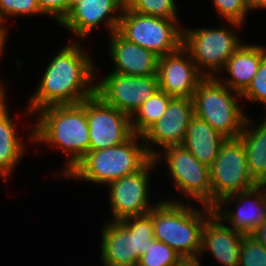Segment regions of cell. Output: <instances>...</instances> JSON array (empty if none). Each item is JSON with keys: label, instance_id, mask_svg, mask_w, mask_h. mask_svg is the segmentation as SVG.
<instances>
[{"label": "cell", "instance_id": "cell-1", "mask_svg": "<svg viewBox=\"0 0 266 266\" xmlns=\"http://www.w3.org/2000/svg\"><path fill=\"white\" fill-rule=\"evenodd\" d=\"M62 47L44 68L24 115L34 116L40 109L52 105L79 104L95 94L99 73L88 48L75 40Z\"/></svg>", "mask_w": 266, "mask_h": 266}, {"label": "cell", "instance_id": "cell-2", "mask_svg": "<svg viewBox=\"0 0 266 266\" xmlns=\"http://www.w3.org/2000/svg\"><path fill=\"white\" fill-rule=\"evenodd\" d=\"M36 113L38 116L32 130L29 128L28 141L35 146L47 144L65 155L66 164L56 174L64 177L89 152L86 99L79 104L47 106Z\"/></svg>", "mask_w": 266, "mask_h": 266}, {"label": "cell", "instance_id": "cell-3", "mask_svg": "<svg viewBox=\"0 0 266 266\" xmlns=\"http://www.w3.org/2000/svg\"><path fill=\"white\" fill-rule=\"evenodd\" d=\"M161 199L148 213L153 220L154 238L167 244L182 257L199 256L204 223L214 213V209Z\"/></svg>", "mask_w": 266, "mask_h": 266}, {"label": "cell", "instance_id": "cell-4", "mask_svg": "<svg viewBox=\"0 0 266 266\" xmlns=\"http://www.w3.org/2000/svg\"><path fill=\"white\" fill-rule=\"evenodd\" d=\"M150 159L142 135L133 134L119 145L89 151L63 178L107 186L112 181L138 172Z\"/></svg>", "mask_w": 266, "mask_h": 266}, {"label": "cell", "instance_id": "cell-5", "mask_svg": "<svg viewBox=\"0 0 266 266\" xmlns=\"http://www.w3.org/2000/svg\"><path fill=\"white\" fill-rule=\"evenodd\" d=\"M241 98L216 77L204 78L193 94L194 115L226 138H238L247 117Z\"/></svg>", "mask_w": 266, "mask_h": 266}, {"label": "cell", "instance_id": "cell-6", "mask_svg": "<svg viewBox=\"0 0 266 266\" xmlns=\"http://www.w3.org/2000/svg\"><path fill=\"white\" fill-rule=\"evenodd\" d=\"M222 23L219 24L220 28L183 27L182 46L190 53L192 61L205 78L222 74L228 59L244 43L236 30L242 24L227 21L231 28H226Z\"/></svg>", "mask_w": 266, "mask_h": 266}, {"label": "cell", "instance_id": "cell-7", "mask_svg": "<svg viewBox=\"0 0 266 266\" xmlns=\"http://www.w3.org/2000/svg\"><path fill=\"white\" fill-rule=\"evenodd\" d=\"M102 228L99 257L102 263L137 266L140 256L155 239L149 214L107 220Z\"/></svg>", "mask_w": 266, "mask_h": 266}, {"label": "cell", "instance_id": "cell-8", "mask_svg": "<svg viewBox=\"0 0 266 266\" xmlns=\"http://www.w3.org/2000/svg\"><path fill=\"white\" fill-rule=\"evenodd\" d=\"M179 21L123 9L116 32L128 42L162 57L182 46L184 25Z\"/></svg>", "mask_w": 266, "mask_h": 266}, {"label": "cell", "instance_id": "cell-9", "mask_svg": "<svg viewBox=\"0 0 266 266\" xmlns=\"http://www.w3.org/2000/svg\"><path fill=\"white\" fill-rule=\"evenodd\" d=\"M153 160L157 165L165 161L168 173L170 172L168 175L171 176L170 179L172 178L175 185L173 188L187 198L184 201L179 195V198H168L167 201L187 203L195 201L200 205L212 207L210 168L199 162L184 146L166 147L163 152H158Z\"/></svg>", "mask_w": 266, "mask_h": 266}, {"label": "cell", "instance_id": "cell-10", "mask_svg": "<svg viewBox=\"0 0 266 266\" xmlns=\"http://www.w3.org/2000/svg\"><path fill=\"white\" fill-rule=\"evenodd\" d=\"M209 168L212 208L226 196L257 186L248 171L245 147L239 138H227Z\"/></svg>", "mask_w": 266, "mask_h": 266}, {"label": "cell", "instance_id": "cell-11", "mask_svg": "<svg viewBox=\"0 0 266 266\" xmlns=\"http://www.w3.org/2000/svg\"><path fill=\"white\" fill-rule=\"evenodd\" d=\"M157 164L151 158L138 172L121 177L107 186L112 211L110 221H120L128 217L148 214L159 202L151 204L149 188L150 174ZM153 171V172H152Z\"/></svg>", "mask_w": 266, "mask_h": 266}, {"label": "cell", "instance_id": "cell-12", "mask_svg": "<svg viewBox=\"0 0 266 266\" xmlns=\"http://www.w3.org/2000/svg\"><path fill=\"white\" fill-rule=\"evenodd\" d=\"M158 89L157 75L129 76L110 71L102 80L96 76L95 82V94L129 117Z\"/></svg>", "mask_w": 266, "mask_h": 266}, {"label": "cell", "instance_id": "cell-13", "mask_svg": "<svg viewBox=\"0 0 266 266\" xmlns=\"http://www.w3.org/2000/svg\"><path fill=\"white\" fill-rule=\"evenodd\" d=\"M89 126V151H97L126 142L134 133L131 117L106 104L98 95L86 99Z\"/></svg>", "mask_w": 266, "mask_h": 266}, {"label": "cell", "instance_id": "cell-14", "mask_svg": "<svg viewBox=\"0 0 266 266\" xmlns=\"http://www.w3.org/2000/svg\"><path fill=\"white\" fill-rule=\"evenodd\" d=\"M123 9L124 0H72L68 14L58 26L71 31L81 42L102 24L110 35L117 31Z\"/></svg>", "mask_w": 266, "mask_h": 266}, {"label": "cell", "instance_id": "cell-15", "mask_svg": "<svg viewBox=\"0 0 266 266\" xmlns=\"http://www.w3.org/2000/svg\"><path fill=\"white\" fill-rule=\"evenodd\" d=\"M193 116L194 103L192 99L173 97L161 118L142 134L150 157L153 158L166 147L182 145L187 125ZM153 146H157L158 150Z\"/></svg>", "mask_w": 266, "mask_h": 266}, {"label": "cell", "instance_id": "cell-16", "mask_svg": "<svg viewBox=\"0 0 266 266\" xmlns=\"http://www.w3.org/2000/svg\"><path fill=\"white\" fill-rule=\"evenodd\" d=\"M229 204L236 205L231 210L232 206L227 209ZM213 209L228 227L249 235L255 227L266 221V185H257L251 190L226 196Z\"/></svg>", "mask_w": 266, "mask_h": 266}, {"label": "cell", "instance_id": "cell-17", "mask_svg": "<svg viewBox=\"0 0 266 266\" xmlns=\"http://www.w3.org/2000/svg\"><path fill=\"white\" fill-rule=\"evenodd\" d=\"M157 76L159 89L172 97L189 99L193 98L199 83L205 78L183 46L159 57Z\"/></svg>", "mask_w": 266, "mask_h": 266}, {"label": "cell", "instance_id": "cell-18", "mask_svg": "<svg viewBox=\"0 0 266 266\" xmlns=\"http://www.w3.org/2000/svg\"><path fill=\"white\" fill-rule=\"evenodd\" d=\"M111 72L129 76L157 75L159 57L150 50L128 42L116 31L109 35Z\"/></svg>", "mask_w": 266, "mask_h": 266}, {"label": "cell", "instance_id": "cell-19", "mask_svg": "<svg viewBox=\"0 0 266 266\" xmlns=\"http://www.w3.org/2000/svg\"><path fill=\"white\" fill-rule=\"evenodd\" d=\"M244 234L228 227L213 213L204 223L200 257L209 253L222 266H238ZM205 252V253H204Z\"/></svg>", "mask_w": 266, "mask_h": 266}, {"label": "cell", "instance_id": "cell-20", "mask_svg": "<svg viewBox=\"0 0 266 266\" xmlns=\"http://www.w3.org/2000/svg\"><path fill=\"white\" fill-rule=\"evenodd\" d=\"M4 87L0 80V178L6 182L20 164L21 158H24L27 143L24 144L19 137L15 118L10 117L11 110L8 109L7 90Z\"/></svg>", "mask_w": 266, "mask_h": 266}, {"label": "cell", "instance_id": "cell-21", "mask_svg": "<svg viewBox=\"0 0 266 266\" xmlns=\"http://www.w3.org/2000/svg\"><path fill=\"white\" fill-rule=\"evenodd\" d=\"M266 54V46L243 43L228 59L222 73L229 76L222 78L219 74L216 78L231 90L242 94L251 84L252 79L259 70L261 60ZM221 76V77H220Z\"/></svg>", "mask_w": 266, "mask_h": 266}, {"label": "cell", "instance_id": "cell-22", "mask_svg": "<svg viewBox=\"0 0 266 266\" xmlns=\"http://www.w3.org/2000/svg\"><path fill=\"white\" fill-rule=\"evenodd\" d=\"M226 137L213 129L206 121L193 116L186 128L182 146L199 162L210 167L217 158Z\"/></svg>", "mask_w": 266, "mask_h": 266}, {"label": "cell", "instance_id": "cell-23", "mask_svg": "<svg viewBox=\"0 0 266 266\" xmlns=\"http://www.w3.org/2000/svg\"><path fill=\"white\" fill-rule=\"evenodd\" d=\"M248 116L249 114L238 138L245 147L248 171L252 179L257 185H266V115L259 123Z\"/></svg>", "mask_w": 266, "mask_h": 266}, {"label": "cell", "instance_id": "cell-24", "mask_svg": "<svg viewBox=\"0 0 266 266\" xmlns=\"http://www.w3.org/2000/svg\"><path fill=\"white\" fill-rule=\"evenodd\" d=\"M173 97L158 89L148 98L131 117V128L134 134L142 135L165 113Z\"/></svg>", "mask_w": 266, "mask_h": 266}, {"label": "cell", "instance_id": "cell-25", "mask_svg": "<svg viewBox=\"0 0 266 266\" xmlns=\"http://www.w3.org/2000/svg\"><path fill=\"white\" fill-rule=\"evenodd\" d=\"M176 0H124V9L165 19L179 20Z\"/></svg>", "mask_w": 266, "mask_h": 266}, {"label": "cell", "instance_id": "cell-26", "mask_svg": "<svg viewBox=\"0 0 266 266\" xmlns=\"http://www.w3.org/2000/svg\"><path fill=\"white\" fill-rule=\"evenodd\" d=\"M181 258L182 256L167 244L154 239L140 256L137 266H177Z\"/></svg>", "mask_w": 266, "mask_h": 266}, {"label": "cell", "instance_id": "cell-27", "mask_svg": "<svg viewBox=\"0 0 266 266\" xmlns=\"http://www.w3.org/2000/svg\"><path fill=\"white\" fill-rule=\"evenodd\" d=\"M44 15L37 0H0V21L7 23L10 17Z\"/></svg>", "mask_w": 266, "mask_h": 266}, {"label": "cell", "instance_id": "cell-28", "mask_svg": "<svg viewBox=\"0 0 266 266\" xmlns=\"http://www.w3.org/2000/svg\"><path fill=\"white\" fill-rule=\"evenodd\" d=\"M238 266H266V248L249 235L243 236Z\"/></svg>", "mask_w": 266, "mask_h": 266}, {"label": "cell", "instance_id": "cell-29", "mask_svg": "<svg viewBox=\"0 0 266 266\" xmlns=\"http://www.w3.org/2000/svg\"><path fill=\"white\" fill-rule=\"evenodd\" d=\"M214 12L220 20L236 22L244 25L249 11L242 0H212Z\"/></svg>", "mask_w": 266, "mask_h": 266}, {"label": "cell", "instance_id": "cell-30", "mask_svg": "<svg viewBox=\"0 0 266 266\" xmlns=\"http://www.w3.org/2000/svg\"><path fill=\"white\" fill-rule=\"evenodd\" d=\"M241 97L251 103H262L266 109V54L261 60L258 72Z\"/></svg>", "mask_w": 266, "mask_h": 266}, {"label": "cell", "instance_id": "cell-31", "mask_svg": "<svg viewBox=\"0 0 266 266\" xmlns=\"http://www.w3.org/2000/svg\"><path fill=\"white\" fill-rule=\"evenodd\" d=\"M72 0H37L41 12L58 24L68 14Z\"/></svg>", "mask_w": 266, "mask_h": 266}, {"label": "cell", "instance_id": "cell-32", "mask_svg": "<svg viewBox=\"0 0 266 266\" xmlns=\"http://www.w3.org/2000/svg\"><path fill=\"white\" fill-rule=\"evenodd\" d=\"M249 236L266 248V221L255 227Z\"/></svg>", "mask_w": 266, "mask_h": 266}, {"label": "cell", "instance_id": "cell-33", "mask_svg": "<svg viewBox=\"0 0 266 266\" xmlns=\"http://www.w3.org/2000/svg\"><path fill=\"white\" fill-rule=\"evenodd\" d=\"M242 2L250 13L260 9H266V0H242Z\"/></svg>", "mask_w": 266, "mask_h": 266}, {"label": "cell", "instance_id": "cell-34", "mask_svg": "<svg viewBox=\"0 0 266 266\" xmlns=\"http://www.w3.org/2000/svg\"><path fill=\"white\" fill-rule=\"evenodd\" d=\"M6 23H3L0 21V58L3 57L5 54V47H6V42L7 38H9L10 34L8 35V27H6ZM8 36V37H7Z\"/></svg>", "mask_w": 266, "mask_h": 266}, {"label": "cell", "instance_id": "cell-35", "mask_svg": "<svg viewBox=\"0 0 266 266\" xmlns=\"http://www.w3.org/2000/svg\"><path fill=\"white\" fill-rule=\"evenodd\" d=\"M201 257H182L177 266H202Z\"/></svg>", "mask_w": 266, "mask_h": 266}, {"label": "cell", "instance_id": "cell-36", "mask_svg": "<svg viewBox=\"0 0 266 266\" xmlns=\"http://www.w3.org/2000/svg\"><path fill=\"white\" fill-rule=\"evenodd\" d=\"M103 266H131V265H124V264H113V263H101Z\"/></svg>", "mask_w": 266, "mask_h": 266}]
</instances>
